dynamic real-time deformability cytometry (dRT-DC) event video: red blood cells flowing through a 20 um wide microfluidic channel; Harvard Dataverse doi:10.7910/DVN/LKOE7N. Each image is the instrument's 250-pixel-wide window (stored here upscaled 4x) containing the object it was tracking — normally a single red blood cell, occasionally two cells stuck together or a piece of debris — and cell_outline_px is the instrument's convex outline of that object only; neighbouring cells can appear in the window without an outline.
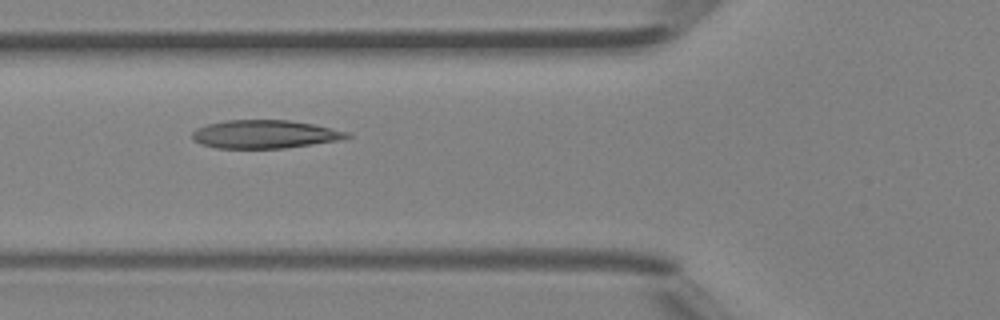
{"species": "Egyptian fruit bat (a non-hibernating species)", "species_latin": "Rousettus aegyptiacus", "temperature_condition": "room temperature", "stored_images_in_passage": 4, "camera_frame_rate_fps": 3000, "um_per_image_px": 0.085, "animal": {"sex": "female"}, "frame": {"image": 1, "passage_image": 4, "time_ms": 1.0, "image_size_px": [1000, 320], "cell_outline_px": [[352, 136], [340, 140], [284, 148], [216, 148], [200, 144], [192, 140], [192, 132], [196, 128], [208, 124], [224, 120], [288, 120], [312, 124], [348, 132]], "centroid_in_image_um": [22.45, 11.41], "position_along_channel_um": 103.3, "area_um2": 25.43}}